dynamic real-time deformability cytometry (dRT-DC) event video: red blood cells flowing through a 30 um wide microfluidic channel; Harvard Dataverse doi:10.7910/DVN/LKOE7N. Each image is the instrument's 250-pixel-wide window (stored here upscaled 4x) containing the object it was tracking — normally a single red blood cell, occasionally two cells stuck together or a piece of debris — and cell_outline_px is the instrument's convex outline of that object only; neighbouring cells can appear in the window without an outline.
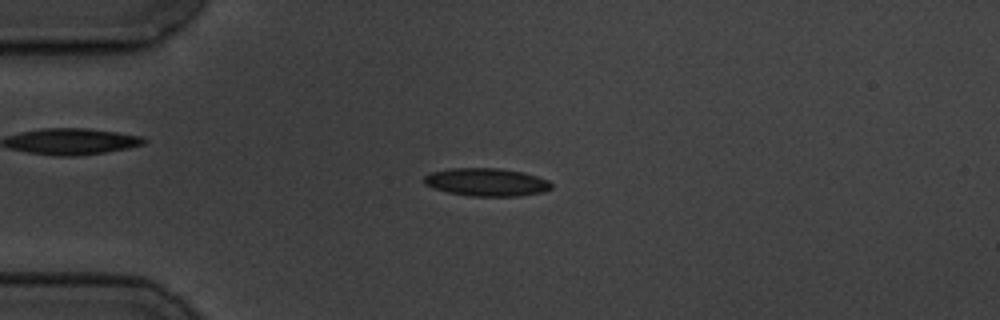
{"species": "common noctule bat (a hibernating species)", "species_latin": "Nyctalus noctula", "temperature_condition": "cold", "stored_images_in_passage": 57, "camera_frame_rate_fps": 3000, "um_per_image_px": 0.085, "animal": {"sex": "male", "body_mass_g": 19.5, "forearm_length_mm": 54.6}, "frame": {"image": 1, "passage_image": 14, "time_ms": 4.333, "image_size_px": [1000, 320], "cell_outline_px": [[552, 188], [544, 192], [520, 196], [472, 196], [448, 192], [432, 188], [424, 184], [424, 176], [432, 172], [452, 168], [500, 168], [524, 172], [548, 180], [552, 184]], "centroid_in_image_um": [41.37, 15.48], "position_along_channel_um": 43.6, "area_um2": 20.81}}
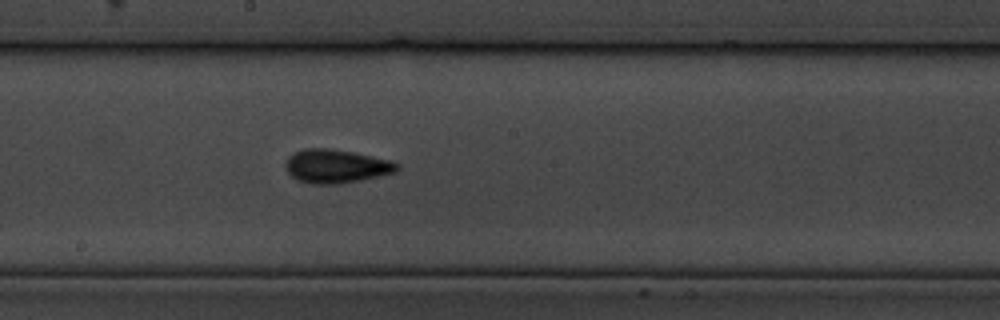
{"frame": {"image": 2, "passage_image": 31, "time_ms": 10.0, "image_size_px": [1000, 320], "cell_outline_px": [[400, 168], [396, 172], [360, 180], [340, 184], [312, 184], [300, 180], [292, 176], [288, 172], [284, 164], [288, 156], [292, 152], [304, 148], [328, 148], [352, 152], [392, 160], [400, 164]], "centroid_in_image_um": [28.57, 14.12], "position_along_channel_um": 219.6, "area_um2": 21.96}}
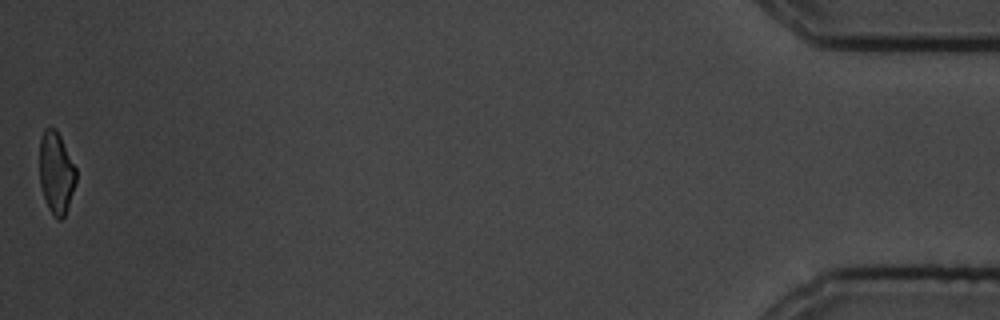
{"frame": {"image": 3, "passage_image": 57, "time_ms": 18.667, "image_size_px": [1000, 320], "cell_outline_px": [[76, 180], [64, 216], [60, 220], [48, 208], [40, 184], [40, 140], [44, 128], [56, 128], [76, 168]], "centroid_in_image_um": [4.77, 14.64], "position_along_channel_um": 430.4, "area_um2": 16.99}, "authors_computed_cell_mechanics": {"area_um2": 19.5364, "velocity_mm_per_s": 3.4967, "shape_relaxation_time_tau1_ms": 2.6053, "shape_relaxation_time_tau2_ms": 6.0637, "deformation_change_tau1": 0.0913, "deformation_change_tau2": 0.104}}